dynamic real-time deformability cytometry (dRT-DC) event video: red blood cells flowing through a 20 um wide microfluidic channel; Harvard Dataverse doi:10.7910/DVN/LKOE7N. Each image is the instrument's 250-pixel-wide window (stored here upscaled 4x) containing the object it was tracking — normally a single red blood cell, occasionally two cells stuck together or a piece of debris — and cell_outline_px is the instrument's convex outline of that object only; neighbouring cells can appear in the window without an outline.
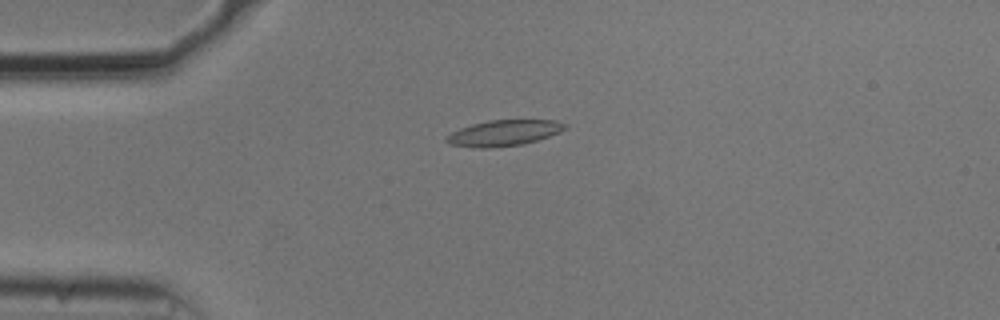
{"species": "common noctule bat (a hibernating species)", "species_latin": "Nyctalus noctula", "temperature_condition": "cold", "stored_images_in_passage": 51, "camera_frame_rate_fps": 3000, "um_per_image_px": 0.085, "animal": {"sex": "male", "body_mass_g": 20.5, "forearm_length_mm": 52.5}, "frame": {"image": 1, "passage_image": 10, "time_ms": 3.0, "image_size_px": [1000, 320], "cell_outline_px": [[568, 128], [560, 132], [524, 144], [488, 148], [480, 148], [448, 144], [444, 140], [444, 136], [460, 128], [472, 124], [488, 120], [556, 120], [568, 124]], "centroid_in_image_um": [42.82, 11.3], "position_along_channel_um": 42.2, "area_um2": 17.98}}
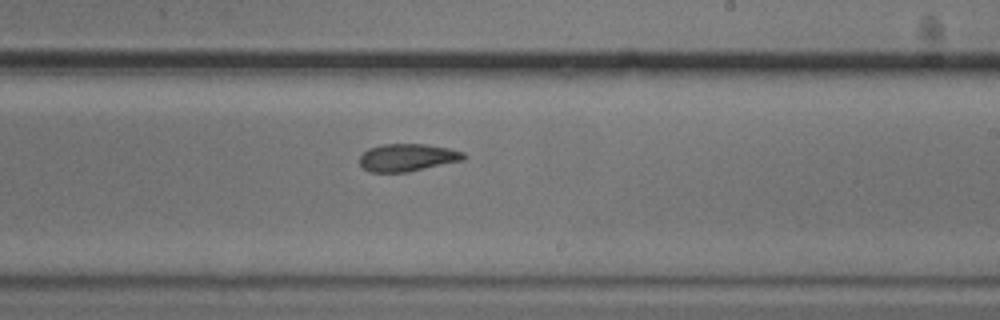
{"frame": {"image": 2, "passage_image": 29, "time_ms": 9.333, "image_size_px": [1000, 320], "cell_outline_px": [[468, 156], [464, 160], [408, 172], [368, 172], [360, 164], [360, 156], [368, 148], [380, 144], [424, 144], [448, 148], [464, 152]], "centroid_in_image_um": [34.64, 13.39], "position_along_channel_um": 254.4, "area_um2": 16.82}}
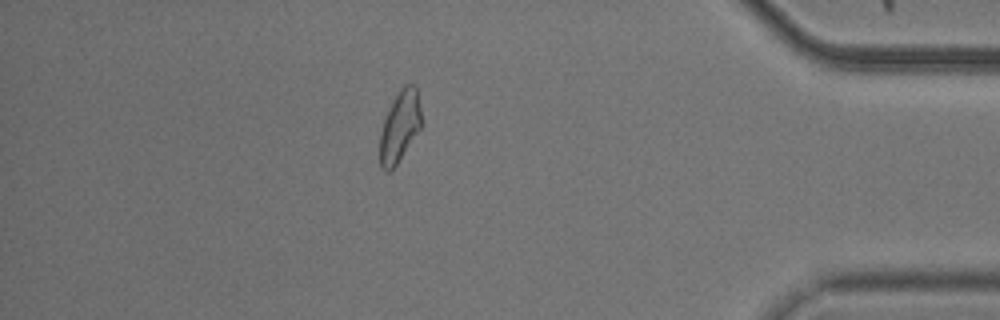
{"frame": {"image": 3, "passage_image": 44, "time_ms": 14.333, "image_size_px": [1000, 320], "cell_outline_px": [[420, 128], [396, 164], [388, 172], [380, 168], [380, 132], [388, 108], [400, 88], [404, 84], [412, 84], [416, 88], [420, 108]], "centroid_in_image_um": [33.95, 10.73], "position_along_channel_um": 401.3, "area_um2": 16.76}}